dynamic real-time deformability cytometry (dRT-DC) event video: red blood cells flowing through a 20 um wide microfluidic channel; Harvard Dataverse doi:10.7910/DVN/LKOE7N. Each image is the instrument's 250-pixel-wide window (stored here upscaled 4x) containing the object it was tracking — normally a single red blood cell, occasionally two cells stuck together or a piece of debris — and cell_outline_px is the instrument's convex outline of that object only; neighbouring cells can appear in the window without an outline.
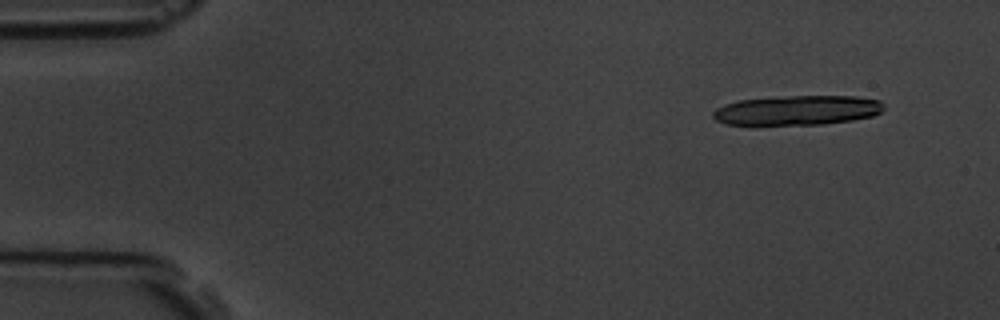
{"species": "common noctule bat (a hibernating species)", "species_latin": "Nyctalus noctula", "temperature_condition": "room temperature", "stored_images_in_passage": 6, "camera_frame_rate_fps": 3000, "um_per_image_px": 0.085, "animal": {"sex": "male", "body_mass_g": 19.5, "forearm_length_mm": 54.6}, "frame": {"image": 1, "passage_image": 2, "time_ms": 1.0, "image_size_px": [1000, 320], "cell_outline_px": [[884, 108], [880, 112], [872, 116], [852, 120], [824, 124], [728, 124], [716, 120], [712, 116], [712, 112], [716, 108], [724, 104], [740, 100], [788, 96], [856, 96], [880, 100], [884, 104]], "centroid_in_image_um": [67.8, 9.36], "position_along_channel_um": 17.2, "area_um2": 29.3}}